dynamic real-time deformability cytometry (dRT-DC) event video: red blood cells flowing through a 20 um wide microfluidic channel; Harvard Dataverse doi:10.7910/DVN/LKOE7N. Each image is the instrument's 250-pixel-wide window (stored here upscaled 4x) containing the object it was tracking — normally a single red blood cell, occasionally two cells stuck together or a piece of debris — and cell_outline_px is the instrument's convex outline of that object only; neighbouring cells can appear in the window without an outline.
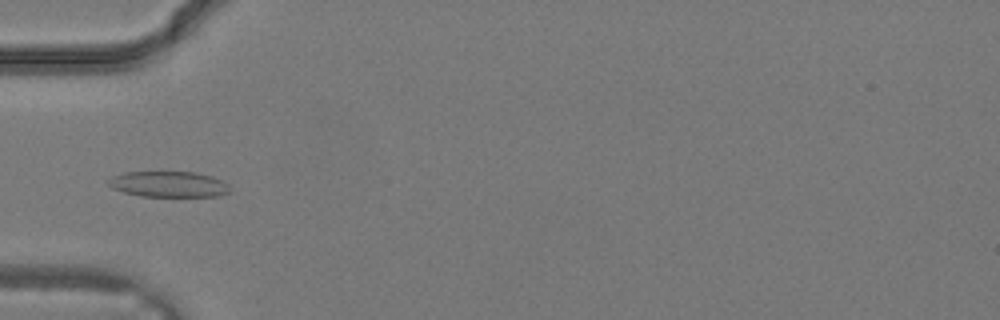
{"species": "common noctule bat (a hibernating species)", "species_latin": "Nyctalus noctula", "temperature_condition": "warm", "stored_images_in_passage": 17, "camera_frame_rate_fps": 3000, "um_per_image_px": 0.085, "animal": {"sex": "male", "body_mass_g": 19.2, "forearm_length_mm": 51.8}, "frame": {"image": 1, "passage_image": 8, "time_ms": 2.333, "image_size_px": [1000, 320], "cell_outline_px": [[232, 188], [228, 192], [216, 196], [140, 196], [124, 192], [112, 188], [108, 184], [108, 180], [112, 176], [124, 172], [196, 172], [212, 176], [228, 184]], "centroid_in_image_um": [14.33, 15.65], "position_along_channel_um": 70.7, "area_um2": 18.21}}
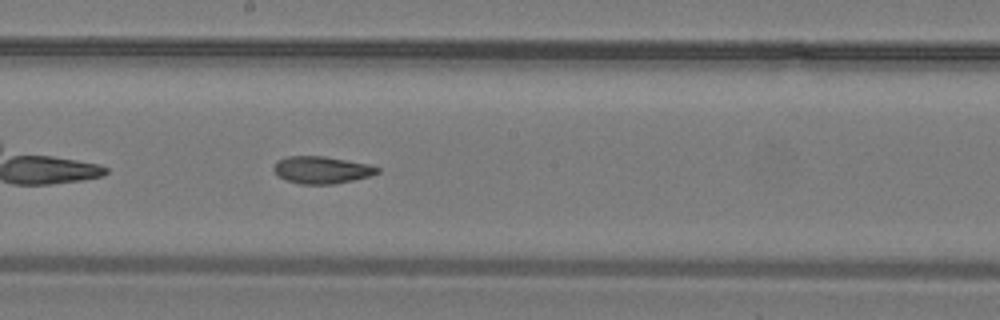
{"frame": {"image": 2, "passage_image": 15, "time_ms": 4.667, "image_size_px": [1000, 320], "cell_outline_px": [[380, 172], [368, 176], [352, 180], [332, 184], [300, 184], [276, 176], [272, 168], [276, 160], [288, 156], [324, 156], [372, 164], [380, 168]], "centroid_in_image_um": [27.33, 14.43], "position_along_channel_um": 220.9, "area_um2": 16.59}}
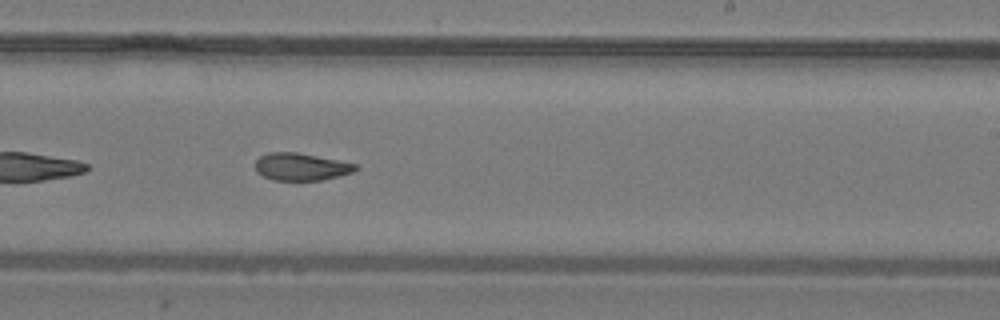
{"frame": {"image": 3, "passage_image": 17, "time_ms": 5.333, "image_size_px": [1000, 320], "cell_outline_px": [[360, 168], [352, 172], [320, 180], [276, 180], [264, 176], [256, 172], [256, 160], [260, 156], [268, 152], [296, 152], [356, 164]], "centroid_in_image_um": [25.56, 14.17], "position_along_channel_um": 263.4, "area_um2": 15.72}}